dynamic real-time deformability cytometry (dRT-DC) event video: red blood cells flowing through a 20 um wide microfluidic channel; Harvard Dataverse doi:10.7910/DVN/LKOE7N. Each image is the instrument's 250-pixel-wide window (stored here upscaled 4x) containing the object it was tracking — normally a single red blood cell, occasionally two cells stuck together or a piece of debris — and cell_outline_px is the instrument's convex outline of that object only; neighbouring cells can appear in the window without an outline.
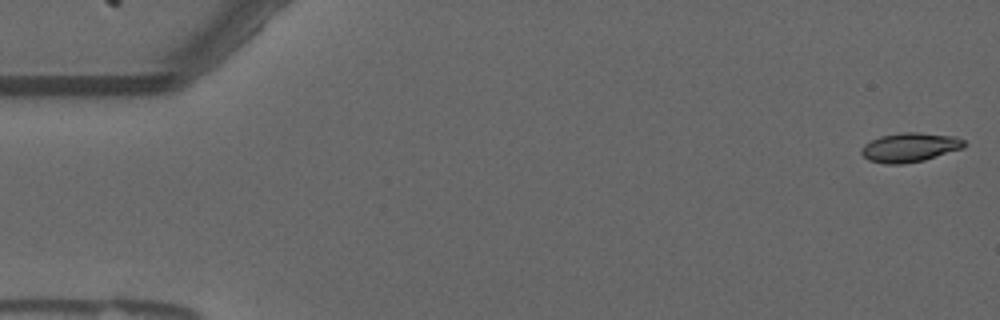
{"species": "common noctule bat (a hibernating species)", "species_latin": "Nyctalus noctula", "temperature_condition": "warm", "stored_images_in_passage": 5, "camera_frame_rate_fps": 3000, "um_per_image_px": 0.085, "animal": {"sex": "male", "forearm_length_mm": 52.5}, "frame": {"image": 1, "passage_image": 1, "time_ms": 0.0, "image_size_px": [1000, 320], "cell_outline_px": [[964, 148], [924, 160], [900, 164], [884, 164], [868, 160], [860, 152], [860, 148], [864, 144], [880, 136], [904, 132], [920, 132], [956, 136], [964, 140]], "centroid_in_image_um": [77.32, 12.52], "position_along_channel_um": 7.7, "area_um2": 17.57}}